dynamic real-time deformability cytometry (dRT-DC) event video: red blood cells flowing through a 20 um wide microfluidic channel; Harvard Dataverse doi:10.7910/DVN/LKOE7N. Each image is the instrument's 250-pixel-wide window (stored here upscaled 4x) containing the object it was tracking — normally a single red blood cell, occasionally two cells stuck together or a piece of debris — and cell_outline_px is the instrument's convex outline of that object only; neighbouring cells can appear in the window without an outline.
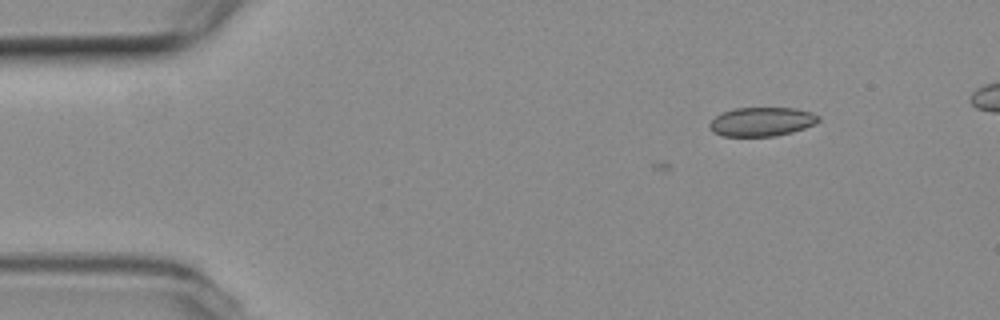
{"species": "common noctule bat (a hibernating species)", "species_latin": "Nyctalus noctula", "temperature_condition": "room temperature", "stored_images_in_passage": 6, "camera_frame_rate_fps": 3000, "um_per_image_px": 0.085, "animal": {"sex": "female", "body_mass_g": 19.3, "forearm_length_mm": 54.1}, "frame": {"image": 1, "passage_image": 1, "time_ms": 0.0, "image_size_px": [1000, 320], "cell_outline_px": [[820, 120], [816, 124], [792, 132], [776, 136], [724, 136], [712, 132], [708, 124], [716, 116], [724, 112], [736, 108], [796, 108], [812, 112], [820, 116]], "centroid_in_image_um": [64.78, 10.34], "position_along_channel_um": 20.2, "area_um2": 18.44}}